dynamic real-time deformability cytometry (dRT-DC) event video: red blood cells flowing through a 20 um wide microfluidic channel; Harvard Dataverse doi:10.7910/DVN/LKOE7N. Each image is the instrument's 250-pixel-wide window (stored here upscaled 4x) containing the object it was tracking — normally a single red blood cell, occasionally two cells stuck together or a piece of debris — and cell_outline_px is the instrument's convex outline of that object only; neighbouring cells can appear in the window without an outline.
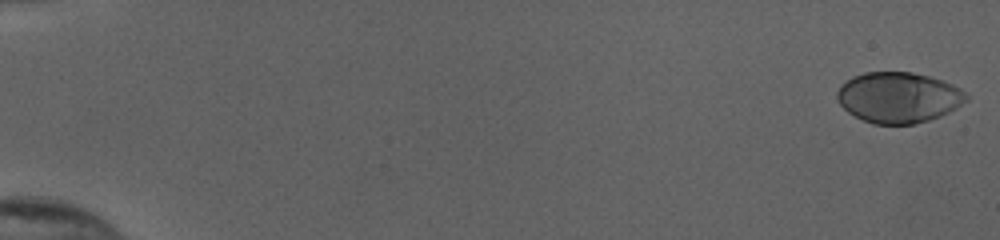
{"species": "human", "species_latin": "Homo sapiens", "temperature_condition": "cold", "stored_images_in_passage": 54, "camera_frame_rate_fps": 3000, "um_per_image_px": 0.085, "donor": {"sex": "female"}, "frame": {"image": 1, "passage_image": 1, "time_ms": 0.0, "image_size_px": [1000, 240], "cell_outline_px": [[968, 100], [956, 108], [940, 116], [928, 120], [912, 124], [872, 124], [848, 112], [836, 100], [836, 92], [840, 84], [852, 76], [864, 72], [912, 72], [928, 76], [952, 84], [960, 88], [968, 96]], "centroid_in_image_um": [76.34, 8.28], "position_along_channel_um": 8.7, "area_um2": 38.21}}
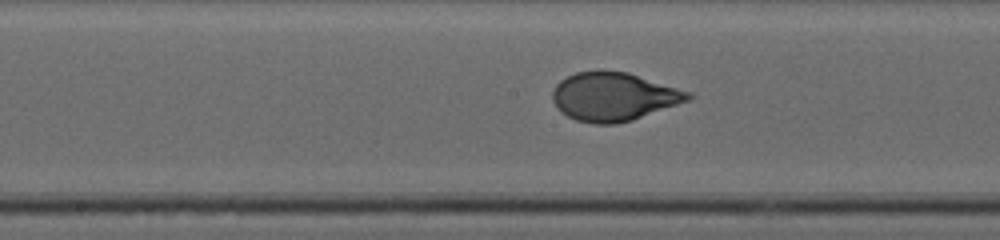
{"frame": {"image": 2, "passage_image": 30, "time_ms": 9.667, "image_size_px": [1000, 240], "cell_outline_px": [[692, 100], [632, 120], [616, 124], [596, 124], [576, 120], [560, 112], [552, 100], [552, 92], [556, 84], [560, 80], [576, 72], [600, 68], [628, 72], [692, 92]], "centroid_in_image_um": [52.17, 8.19], "position_along_channel_um": 196.0, "area_um2": 38.96}}
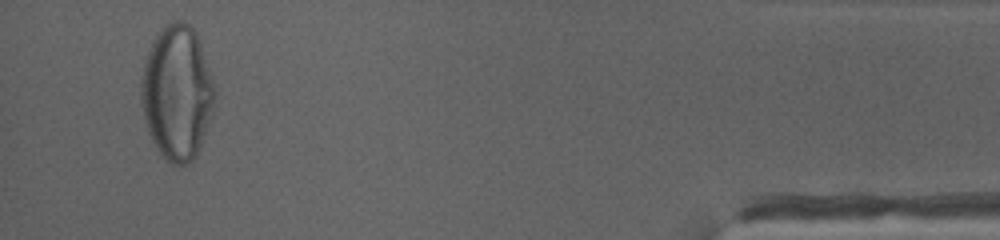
{"frame": {"image": 3, "passage_image": 52, "time_ms": 17.0, "image_size_px": [1000, 240], "cell_outline_px": [[216, 96], [212, 112], [196, 156], [188, 164], [172, 164], [156, 148], [148, 132], [144, 120], [140, 104], [140, 80], [144, 60], [148, 48], [156, 36], [172, 20], [180, 20], [188, 24], [196, 32], [216, 92]], "centroid_in_image_um": [15.01, 7.88], "position_along_channel_um": 420.2, "area_um2": 57.45}, "authors_computed_cell_mechanics": {"area_um2": 38.1769, "velocity_mm_per_s": 3.8835, "shape_relaxation_time_tau1_ms": 4.716, "shape_relaxation_time_tau2_ms": null, "deformation_change_tau1": 0.2094, "deformation_change_tau2": null}}